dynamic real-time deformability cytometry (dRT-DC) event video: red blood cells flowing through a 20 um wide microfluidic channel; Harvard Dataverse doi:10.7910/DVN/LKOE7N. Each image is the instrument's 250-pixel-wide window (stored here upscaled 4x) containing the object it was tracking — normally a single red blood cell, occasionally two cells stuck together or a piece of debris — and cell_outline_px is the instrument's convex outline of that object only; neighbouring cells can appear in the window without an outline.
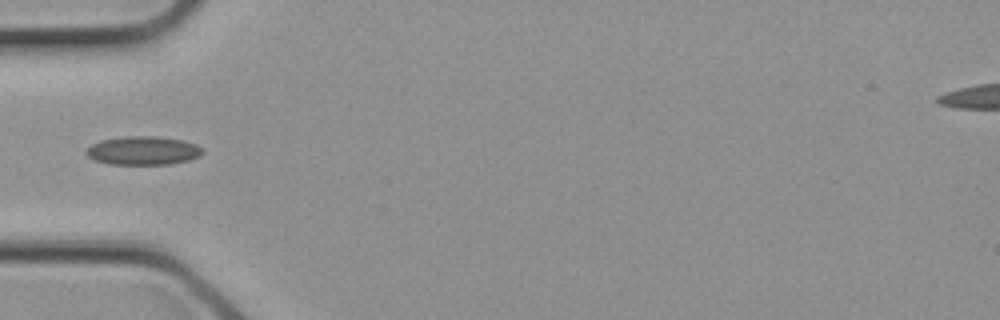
{"species": "common noctule bat (a hibernating species)", "species_latin": "Nyctalus noctula", "temperature_condition": "cold", "stored_images_in_passage": 2, "camera_frame_rate_fps": 3000, "um_per_image_px": 0.085, "animal": {"sex": "female", "body_mass_g": 21.9}, "frame": {"image": 1, "passage_image": 2, "time_ms": 0.333, "image_size_px": [1000, 320], "cell_outline_px": [[204, 152], [200, 156], [188, 160], [172, 164], [112, 164], [96, 160], [88, 156], [84, 152], [92, 144], [100, 140], [124, 136], [156, 136], [184, 140], [196, 144], [204, 148]], "centroid_in_image_um": [12.21, 12.79], "position_along_channel_um": 72.8, "area_um2": 19.48}}